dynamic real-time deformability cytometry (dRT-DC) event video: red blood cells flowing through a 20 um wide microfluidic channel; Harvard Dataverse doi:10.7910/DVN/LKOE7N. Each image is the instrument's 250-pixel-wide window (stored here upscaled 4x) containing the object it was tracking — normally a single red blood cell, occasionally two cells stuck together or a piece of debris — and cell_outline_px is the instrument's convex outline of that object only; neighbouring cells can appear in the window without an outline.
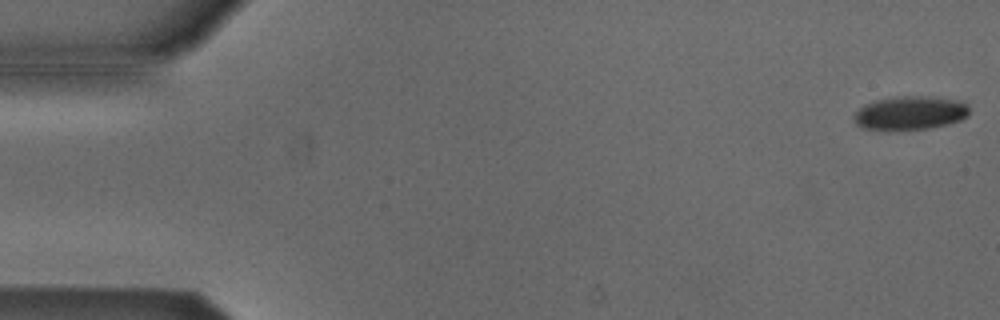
{"species": "Egyptian fruit bat (a non-hibernating species)", "species_latin": "Rousettus aegyptiacus", "temperature_condition": "cold", "stored_images_in_passage": 52, "camera_frame_rate_fps": 3000, "um_per_image_px": 0.085, "animal": {"sex": "male"}, "frame": {"image": 1, "passage_image": 1, "time_ms": 0.0, "image_size_px": [1000, 320], "cell_outline_px": [[968, 116], [960, 120], [948, 124], [928, 128], [888, 132], [864, 128], [856, 124], [852, 120], [852, 116], [864, 104], [876, 100], [896, 96], [924, 96], [960, 100], [968, 104]], "centroid_in_image_um": [77.32, 9.62], "position_along_channel_um": 7.7, "area_um2": 23.18}}
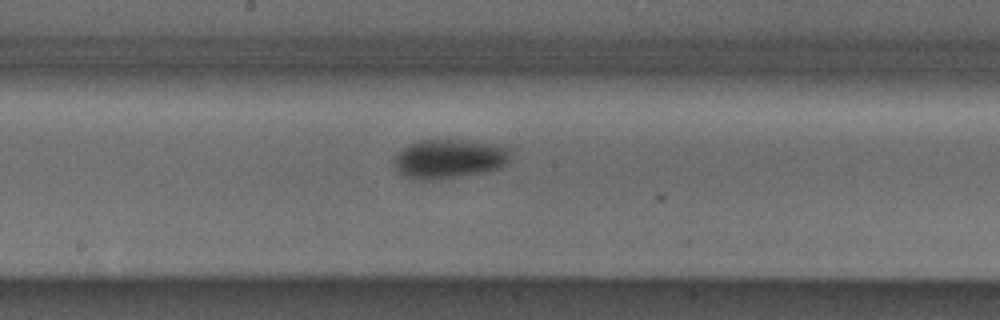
{"frame": {"image": 2, "passage_image": 28, "time_ms": 9.0, "image_size_px": [1000, 320], "cell_outline_px": [[508, 160], [500, 168], [484, 172], [432, 180], [412, 180], [404, 176], [392, 164], [392, 156], [408, 144], [420, 140], [464, 140], [504, 144], [508, 148]], "centroid_in_image_um": [38.12, 13.49], "position_along_channel_um": 210.1, "area_um2": 26.88}}
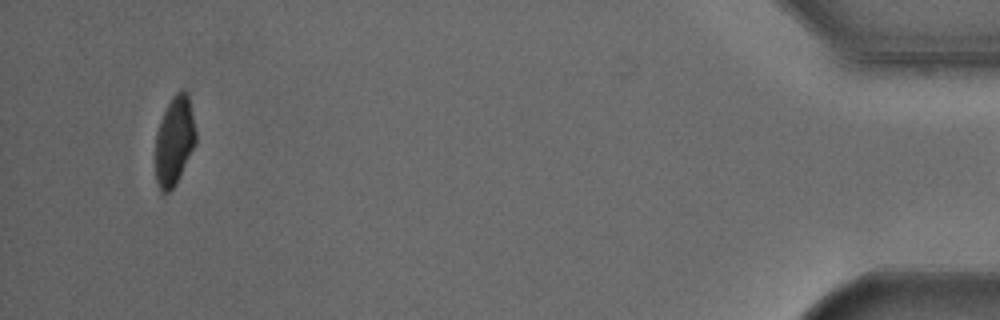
{"frame": {"image": 3, "passage_image": 51, "time_ms": 16.667, "image_size_px": [1000, 320], "cell_outline_px": [[196, 144], [176, 184], [168, 192], [160, 192], [156, 180], [156, 132], [160, 120], [172, 96], [176, 92], [184, 92], [188, 96], [196, 132]], "centroid_in_image_um": [14.82, 12.01], "position_along_channel_um": 420.4, "area_um2": 20.69}}